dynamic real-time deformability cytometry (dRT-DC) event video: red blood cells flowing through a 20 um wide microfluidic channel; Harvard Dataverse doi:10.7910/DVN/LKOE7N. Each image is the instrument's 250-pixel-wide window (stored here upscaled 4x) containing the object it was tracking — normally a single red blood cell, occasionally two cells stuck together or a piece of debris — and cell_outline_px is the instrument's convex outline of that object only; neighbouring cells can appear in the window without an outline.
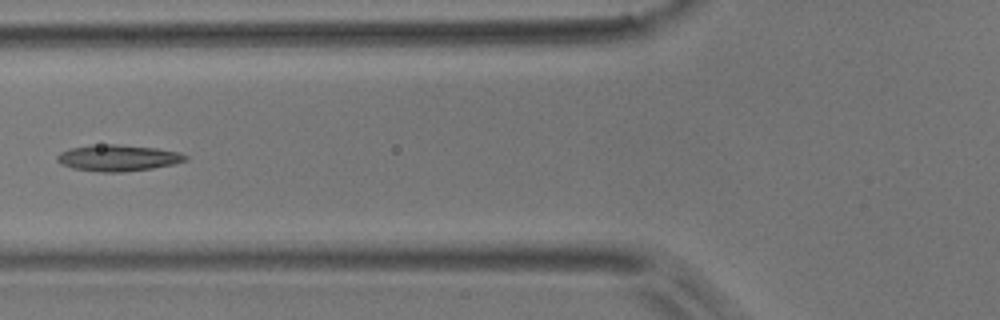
{"species": "common noctule bat (a hibernating species)", "species_latin": "Nyctalus noctula", "temperature_condition": "room temperature", "stored_images_in_passage": 8, "camera_frame_rate_fps": 3000, "um_per_image_px": 0.085, "animal": {"sex": "male", "body_mass_g": 17.9}, "frame": {"image": 1, "passage_image": 5, "time_ms": 5.667, "image_size_px": [1000, 320], "cell_outline_px": [[188, 160], [172, 164], [152, 168], [124, 172], [100, 172], [72, 168], [60, 164], [56, 160], [56, 156], [60, 152], [72, 148], [88, 144], [116, 144], [156, 148], [180, 152], [188, 156]], "centroid_in_image_um": [10.0, 13.42], "position_along_channel_um": 115.8, "area_um2": 19.83}}
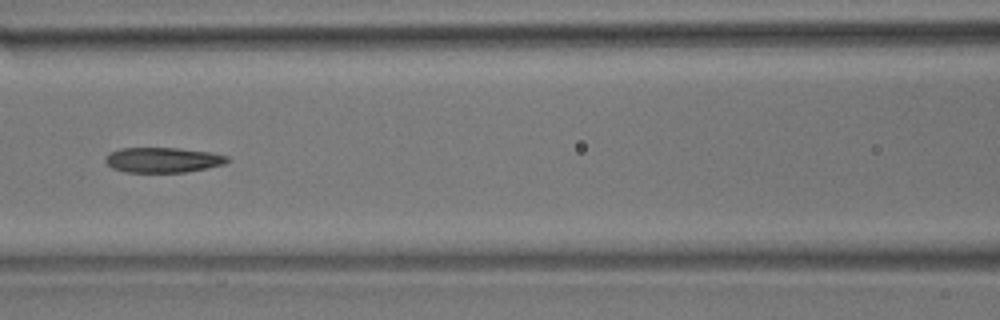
{"frame": {"image": 2, "passage_image": 6, "time_ms": 6.667, "image_size_px": [1000, 320], "cell_outline_px": [[232, 160], [224, 164], [184, 172], [124, 172], [112, 168], [104, 160], [108, 152], [120, 148], [176, 148], [212, 152], [228, 156]], "centroid_in_image_um": [13.83, 13.59], "position_along_channel_um": 152.8, "area_um2": 17.92}}
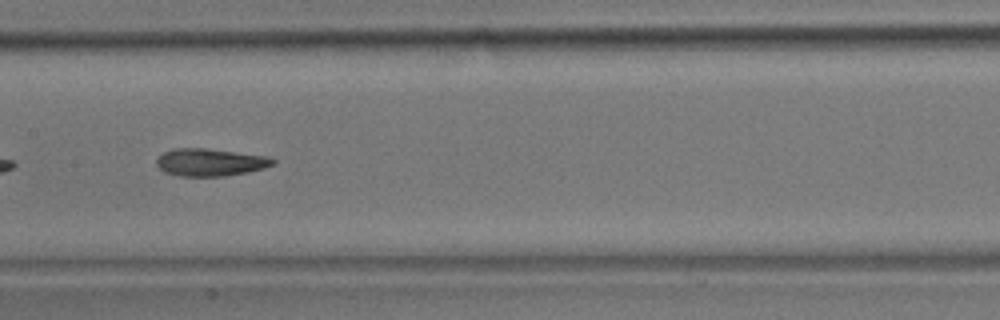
{"frame": {"image": 3, "passage_image": 7, "time_ms": 7.667, "image_size_px": [1000, 320], "cell_outline_px": [[276, 164], [264, 168], [248, 172], [224, 176], [180, 176], [164, 172], [156, 164], [156, 160], [164, 152], [176, 148], [204, 148], [268, 156], [276, 160]], "centroid_in_image_um": [17.9, 13.8], "position_along_channel_um": 189.5, "area_um2": 18.61}}